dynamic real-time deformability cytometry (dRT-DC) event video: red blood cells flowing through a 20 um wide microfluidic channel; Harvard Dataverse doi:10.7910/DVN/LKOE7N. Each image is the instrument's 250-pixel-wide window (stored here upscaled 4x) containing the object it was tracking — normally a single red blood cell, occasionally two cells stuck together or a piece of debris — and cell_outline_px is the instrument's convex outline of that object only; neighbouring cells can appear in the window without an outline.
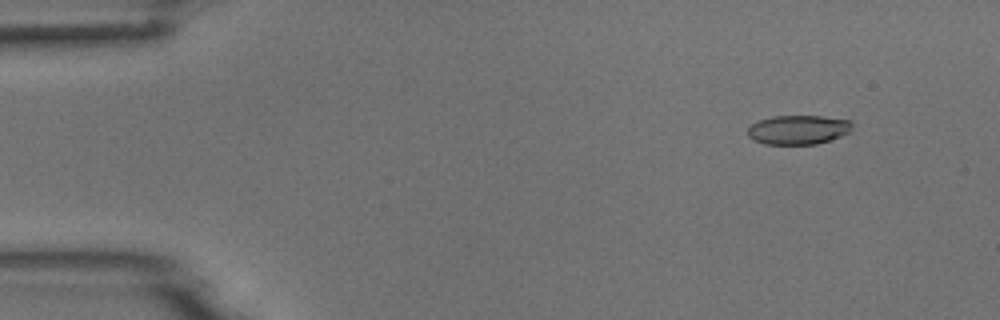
{"species": "common noctule bat (a hibernating species)", "species_latin": "Nyctalus noctula", "temperature_condition": "room temperature", "stored_images_in_passage": 4, "camera_frame_rate_fps": 3000, "um_per_image_px": 0.085, "animal": {"sex": "male", "body_mass_g": 18.8}, "frame": {"image": 1, "passage_image": 2, "time_ms": 0.333, "image_size_px": [1000, 320], "cell_outline_px": [[852, 124], [848, 132], [840, 136], [816, 144], [764, 144], [752, 140], [748, 136], [748, 128], [752, 124], [760, 120], [772, 116], [824, 116], [852, 120]], "centroid_in_image_um": [67.83, 11.02], "position_along_channel_um": 17.2, "area_um2": 17.74}}
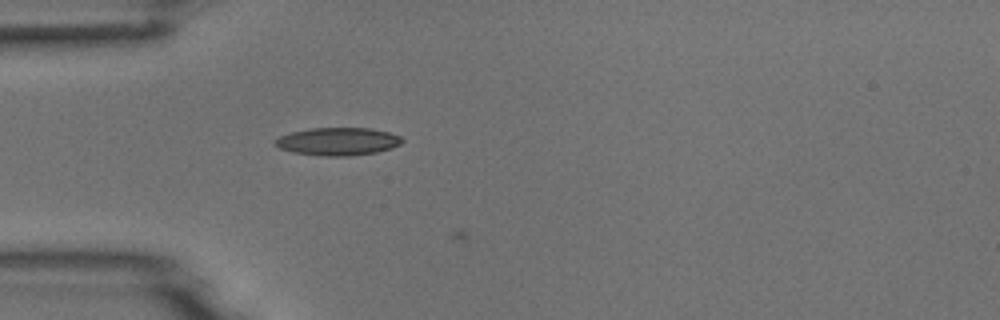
{"frame": {"image": 2, "passage_image": 4, "time_ms": 1.0, "image_size_px": [1000, 320], "cell_outline_px": [[404, 140], [400, 144], [392, 148], [376, 152], [348, 156], [320, 156], [292, 152], [280, 148], [272, 140], [280, 136], [292, 132], [308, 128], [372, 128], [388, 132], [400, 136]], "centroid_in_image_um": [28.71, 12.02], "position_along_channel_um": 56.3, "area_um2": 20.63}}